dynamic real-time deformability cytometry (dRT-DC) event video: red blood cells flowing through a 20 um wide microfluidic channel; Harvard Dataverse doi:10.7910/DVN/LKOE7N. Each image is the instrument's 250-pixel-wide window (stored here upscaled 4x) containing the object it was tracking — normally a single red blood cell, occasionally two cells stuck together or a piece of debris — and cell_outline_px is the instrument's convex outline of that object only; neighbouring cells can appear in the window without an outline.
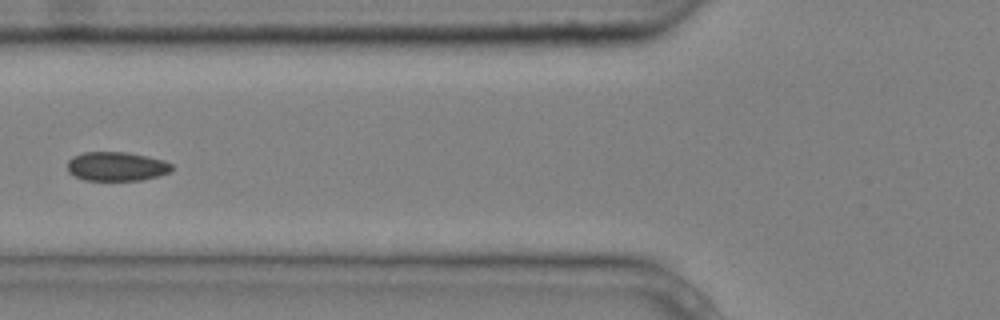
{"species": "common noctule bat (a hibernating species)", "species_latin": "Nyctalus noctula", "temperature_condition": "cold", "stored_images_in_passage": 8, "camera_frame_rate_fps": 3000, "um_per_image_px": 0.085, "animal": {"sex": "male", "body_mass_g": 20.4}, "frame": {"image": 1, "passage_image": 5, "time_ms": 1.333, "image_size_px": [1000, 320], "cell_outline_px": [[172, 172], [140, 180], [84, 180], [68, 172], [68, 160], [72, 156], [84, 152], [128, 152], [148, 156], [164, 160], [172, 164]], "centroid_in_image_um": [9.91, 14.13], "position_along_channel_um": 115.9, "area_um2": 17.74}}